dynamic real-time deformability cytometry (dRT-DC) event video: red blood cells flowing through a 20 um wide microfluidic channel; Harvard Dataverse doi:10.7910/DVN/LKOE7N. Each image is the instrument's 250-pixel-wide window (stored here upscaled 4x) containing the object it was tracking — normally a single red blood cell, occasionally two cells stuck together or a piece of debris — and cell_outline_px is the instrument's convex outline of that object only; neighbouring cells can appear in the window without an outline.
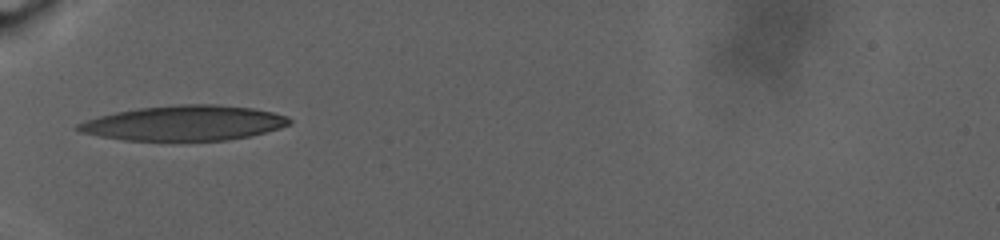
{"species": "human", "species_latin": "Homo sapiens", "temperature_condition": "warm", "stored_images_in_passage": 9, "camera_frame_rate_fps": 3000, "um_per_image_px": 0.085, "donor": {"sex": "male"}, "frame": {"image": 1, "passage_image": 1, "time_ms": 0.0, "image_size_px": [1000, 240], "cell_outline_px": [[292, 124], [280, 128], [248, 136], [228, 140], [124, 140], [100, 136], [80, 132], [72, 128], [76, 124], [100, 116], [116, 112], [140, 108], [180, 104], [216, 104], [252, 108], [272, 112], [288, 116], [292, 120]], "centroid_in_image_um": [15.67, 10.46], "position_along_channel_um": 69.3, "area_um2": 42.95}}
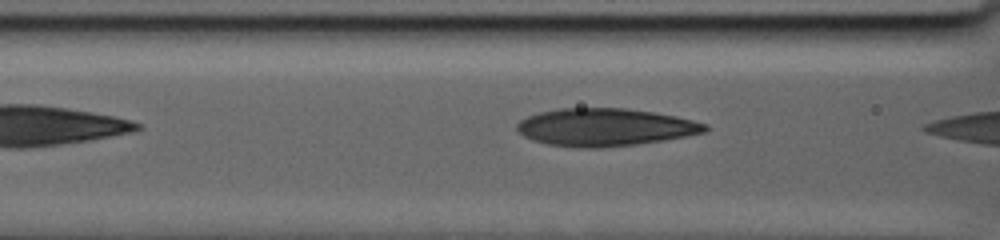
{"frame": {"image": 2, "passage_image": 4, "time_ms": 0.667, "image_size_px": [1000, 240], "cell_outline_px": [[708, 128], [704, 132], [664, 140], [636, 144], [600, 148], [580, 148], [548, 144], [532, 140], [524, 136], [516, 128], [516, 124], [520, 120], [528, 116], [540, 112], [560, 108], [624, 108], [652, 112], [676, 116], [708, 124]], "centroid_in_image_um": [51.41, 10.81], "position_along_channel_um": 115.2, "area_um2": 41.1}}